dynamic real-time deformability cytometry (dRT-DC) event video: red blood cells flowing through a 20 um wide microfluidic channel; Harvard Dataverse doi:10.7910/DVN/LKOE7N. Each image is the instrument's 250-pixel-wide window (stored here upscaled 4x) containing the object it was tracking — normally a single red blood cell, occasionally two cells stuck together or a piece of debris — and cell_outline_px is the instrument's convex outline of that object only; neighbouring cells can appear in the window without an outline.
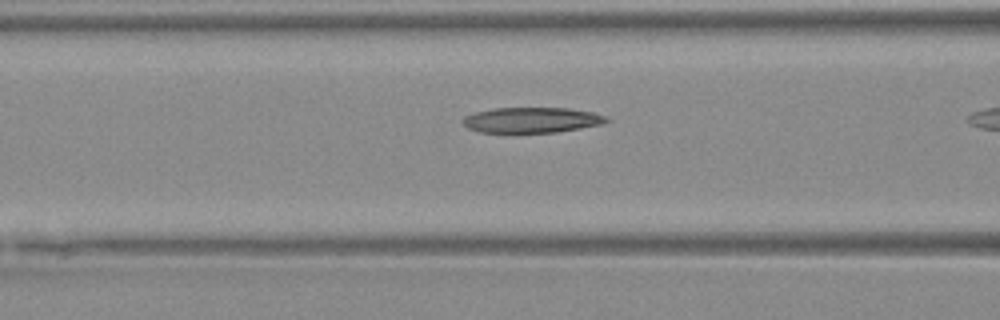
{"species": "Egyptian fruit bat (a non-hibernating species)", "species_latin": "Rousettus aegyptiacus", "temperature_condition": "warm", "stored_images_in_passage": 10, "camera_frame_rate_fps": 3000, "um_per_image_px": 0.085, "animal": {"sex": "female"}, "frame": {"image": 1, "passage_image": 9, "time_ms": 2.667, "image_size_px": [1000, 320], "cell_outline_px": [[612, 120], [604, 124], [556, 132], [480, 132], [468, 128], [460, 120], [464, 116], [476, 112], [492, 108], [568, 108], [592, 112], [604, 116]], "centroid_in_image_um": [45.19, 10.2], "position_along_channel_um": 121.4, "area_um2": 21.27}}